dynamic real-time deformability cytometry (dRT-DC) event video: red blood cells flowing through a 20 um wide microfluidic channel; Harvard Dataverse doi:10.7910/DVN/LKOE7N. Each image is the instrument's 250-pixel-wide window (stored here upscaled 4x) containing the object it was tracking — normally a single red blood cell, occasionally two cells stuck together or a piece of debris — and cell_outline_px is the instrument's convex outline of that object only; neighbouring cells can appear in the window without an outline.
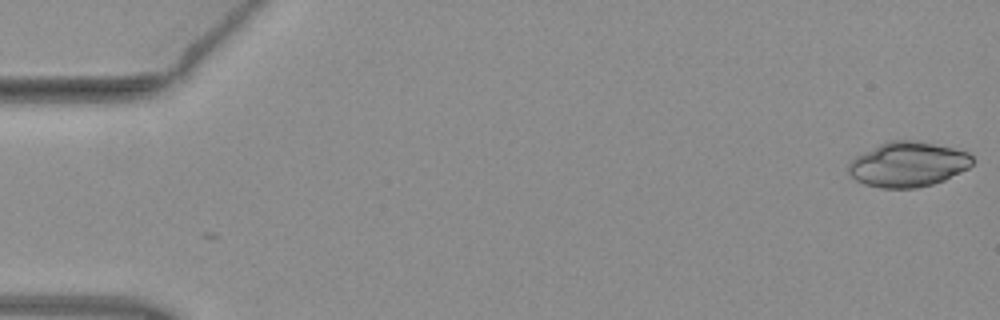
{"species": "common noctule bat (a hibernating species)", "species_latin": "Nyctalus noctula", "temperature_condition": "warm", "stored_images_in_passage": 2, "camera_frame_rate_fps": 3000, "um_per_image_px": 0.085, "animal": {"sex": "female", "body_mass_g": 19.3, "forearm_length_mm": 54.1}, "frame": {"image": 1, "passage_image": 1, "time_ms": 0.0, "image_size_px": [1000, 320], "cell_outline_px": [[972, 164], [968, 168], [944, 180], [932, 184], [916, 188], [880, 188], [864, 184], [856, 180], [848, 172], [848, 164], [856, 156], [880, 144], [892, 140], [916, 140], [952, 148], [968, 152], [972, 156]], "centroid_in_image_um": [77.16, 13.98], "position_along_channel_um": 7.8, "area_um2": 32.25}}